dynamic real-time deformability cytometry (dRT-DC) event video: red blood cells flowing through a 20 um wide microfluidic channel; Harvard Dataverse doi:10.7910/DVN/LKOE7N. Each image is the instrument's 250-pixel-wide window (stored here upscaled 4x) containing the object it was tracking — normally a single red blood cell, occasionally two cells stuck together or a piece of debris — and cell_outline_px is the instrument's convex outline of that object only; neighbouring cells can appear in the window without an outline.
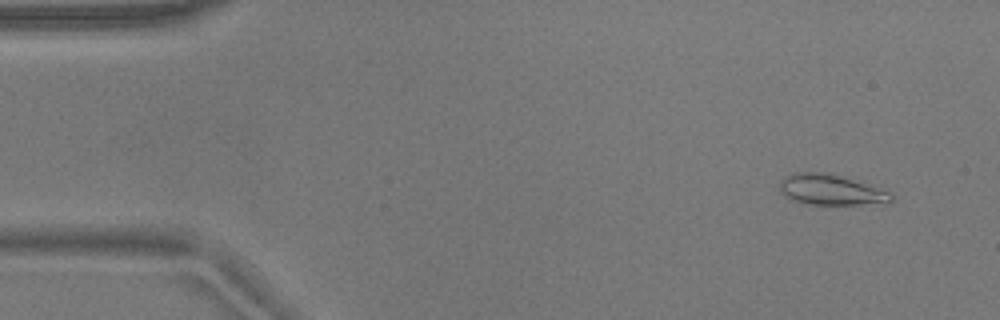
{"species": "common noctule bat (a hibernating species)", "species_latin": "Nyctalus noctula", "temperature_condition": "warm", "stored_images_in_passage": 54, "camera_frame_rate_fps": 3000, "um_per_image_px": 0.085, "animal": {"sex": "male", "body_mass_g": 17.9}, "frame": {"image": 1, "passage_image": 4, "time_ms": 1.0, "image_size_px": [1000, 320], "cell_outline_px": [[892, 200], [884, 204], [808, 204], [792, 200], [784, 196], [780, 192], [780, 184], [792, 172], [824, 172], [840, 176], [888, 192], [892, 196]], "centroid_in_image_um": [70.57, 16.15], "position_along_channel_um": 14.4, "area_um2": 19.36}}
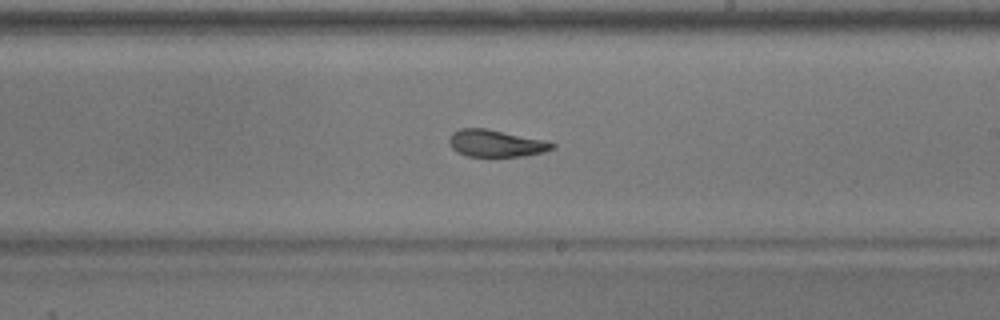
{"frame": {"image": 2, "passage_image": 31, "time_ms": 10.0, "image_size_px": [1000, 320], "cell_outline_px": [[556, 148], [544, 152], [524, 156], [468, 156], [456, 152], [452, 148], [448, 140], [452, 132], [460, 128], [488, 128], [544, 140], [556, 144]], "centroid_in_image_um": [42.15, 12.18], "position_along_channel_um": 246.8, "area_um2": 16.36}}
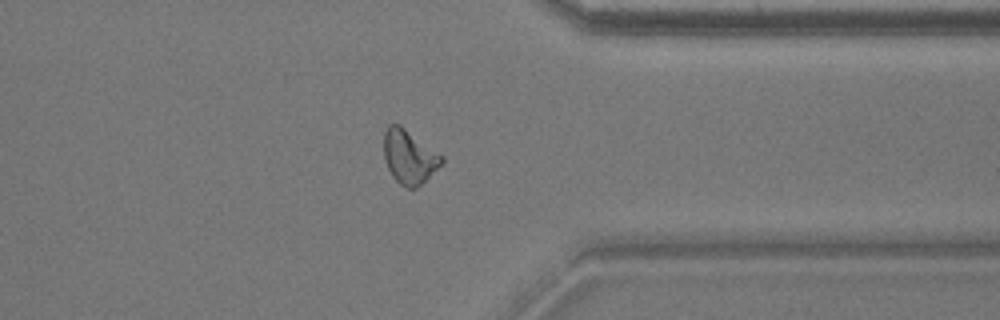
{"frame": {"image": 3, "passage_image": 42, "time_ms": 13.667, "image_size_px": [1000, 320], "cell_outline_px": [[444, 160], [416, 188], [408, 188], [400, 184], [392, 176], [384, 160], [384, 132], [388, 124], [400, 124], [444, 156]], "centroid_in_image_um": [34.75, 13.29], "position_along_channel_um": 376.6, "area_um2": 17.98}, "authors_computed_cell_mechanics": {"area_um2": 18.207, "velocity_mm_per_s": 3.724, "shape_relaxation_time_tau1_ms": 7.0805, "shape_relaxation_time_tau2_ms": 1.9237, "deformation_change_tau1": 0.1865, "deformation_change_tau2": 0.0935}}